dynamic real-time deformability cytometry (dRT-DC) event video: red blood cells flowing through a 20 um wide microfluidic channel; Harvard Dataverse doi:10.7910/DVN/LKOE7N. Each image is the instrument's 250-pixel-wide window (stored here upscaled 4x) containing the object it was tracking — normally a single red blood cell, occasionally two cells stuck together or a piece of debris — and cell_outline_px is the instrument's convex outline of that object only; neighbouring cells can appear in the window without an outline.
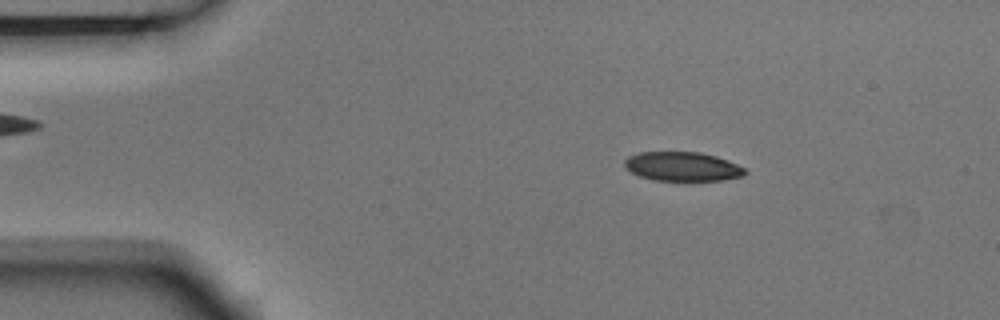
{"species": "Egyptian fruit bat (a non-hibernating species)", "species_latin": "Rousettus aegyptiacus", "temperature_condition": "room temperature", "stored_images_in_passage": 3, "camera_frame_rate_fps": 3000, "um_per_image_px": 0.085, "animal": {"sex": "male"}, "frame": {"image": 1, "passage_image": 1, "time_ms": 0.0, "image_size_px": [1000, 320], "cell_outline_px": [[748, 172], [744, 176], [724, 180], [652, 180], [640, 176], [624, 168], [624, 160], [628, 156], [640, 152], [700, 152], [716, 156], [728, 160], [744, 168]], "centroid_in_image_um": [58.0, 14.15], "position_along_channel_um": 27.0, "area_um2": 20.52}}
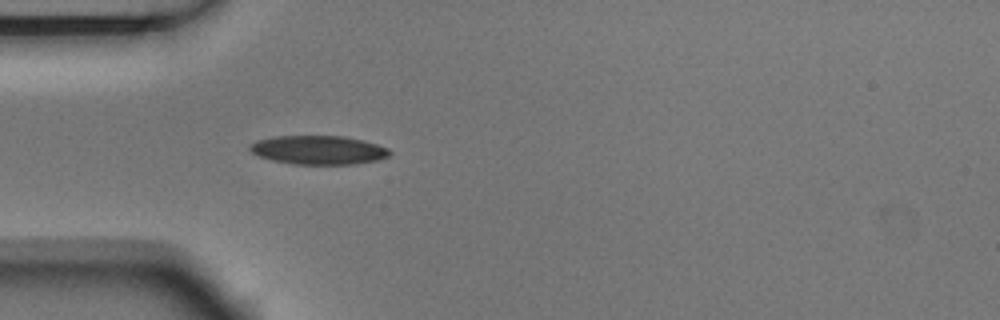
{"frame": {"image": 2, "passage_image": 3, "time_ms": 0.667, "image_size_px": [1000, 320], "cell_outline_px": [[392, 152], [388, 156], [380, 160], [356, 164], [292, 164], [272, 160], [260, 156], [252, 152], [248, 148], [256, 140], [276, 136], [344, 136], [376, 144], [388, 148]], "centroid_in_image_um": [27.09, 12.75], "position_along_channel_um": 57.9, "area_um2": 23.41}}